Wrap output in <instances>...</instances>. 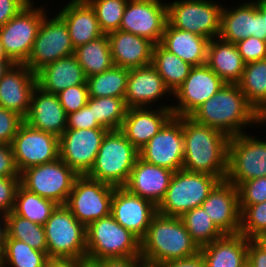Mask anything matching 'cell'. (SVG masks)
<instances>
[{
	"mask_svg": "<svg viewBox=\"0 0 266 267\" xmlns=\"http://www.w3.org/2000/svg\"><path fill=\"white\" fill-rule=\"evenodd\" d=\"M237 85L258 112L266 103V59L246 63Z\"/></svg>",
	"mask_w": 266,
	"mask_h": 267,
	"instance_id": "cell-37",
	"label": "cell"
},
{
	"mask_svg": "<svg viewBox=\"0 0 266 267\" xmlns=\"http://www.w3.org/2000/svg\"><path fill=\"white\" fill-rule=\"evenodd\" d=\"M166 3L167 22L172 27L209 40L219 37L222 3L214 0H175Z\"/></svg>",
	"mask_w": 266,
	"mask_h": 267,
	"instance_id": "cell-8",
	"label": "cell"
},
{
	"mask_svg": "<svg viewBox=\"0 0 266 267\" xmlns=\"http://www.w3.org/2000/svg\"><path fill=\"white\" fill-rule=\"evenodd\" d=\"M245 63L266 59V41L250 36L236 43Z\"/></svg>",
	"mask_w": 266,
	"mask_h": 267,
	"instance_id": "cell-47",
	"label": "cell"
},
{
	"mask_svg": "<svg viewBox=\"0 0 266 267\" xmlns=\"http://www.w3.org/2000/svg\"><path fill=\"white\" fill-rule=\"evenodd\" d=\"M61 8L57 14L67 25L74 49L104 34L100 30L95 10L87 0H69Z\"/></svg>",
	"mask_w": 266,
	"mask_h": 267,
	"instance_id": "cell-27",
	"label": "cell"
},
{
	"mask_svg": "<svg viewBox=\"0 0 266 267\" xmlns=\"http://www.w3.org/2000/svg\"><path fill=\"white\" fill-rule=\"evenodd\" d=\"M0 59H8L6 54H5V50L1 41V37H0Z\"/></svg>",
	"mask_w": 266,
	"mask_h": 267,
	"instance_id": "cell-62",
	"label": "cell"
},
{
	"mask_svg": "<svg viewBox=\"0 0 266 267\" xmlns=\"http://www.w3.org/2000/svg\"><path fill=\"white\" fill-rule=\"evenodd\" d=\"M74 55L86 77L100 74L114 66L107 34L77 47Z\"/></svg>",
	"mask_w": 266,
	"mask_h": 267,
	"instance_id": "cell-33",
	"label": "cell"
},
{
	"mask_svg": "<svg viewBox=\"0 0 266 267\" xmlns=\"http://www.w3.org/2000/svg\"><path fill=\"white\" fill-rule=\"evenodd\" d=\"M247 1L255 3V4L266 3V0H247Z\"/></svg>",
	"mask_w": 266,
	"mask_h": 267,
	"instance_id": "cell-63",
	"label": "cell"
},
{
	"mask_svg": "<svg viewBox=\"0 0 266 267\" xmlns=\"http://www.w3.org/2000/svg\"><path fill=\"white\" fill-rule=\"evenodd\" d=\"M24 121L31 127L58 138L67 128V115L58 95L45 92L38 86L32 92L29 113Z\"/></svg>",
	"mask_w": 266,
	"mask_h": 267,
	"instance_id": "cell-24",
	"label": "cell"
},
{
	"mask_svg": "<svg viewBox=\"0 0 266 267\" xmlns=\"http://www.w3.org/2000/svg\"><path fill=\"white\" fill-rule=\"evenodd\" d=\"M33 0L17 15L0 27V37L7 58L13 64H25L41 23L47 14L46 5L38 7ZM44 7V8H43Z\"/></svg>",
	"mask_w": 266,
	"mask_h": 267,
	"instance_id": "cell-9",
	"label": "cell"
},
{
	"mask_svg": "<svg viewBox=\"0 0 266 267\" xmlns=\"http://www.w3.org/2000/svg\"><path fill=\"white\" fill-rule=\"evenodd\" d=\"M189 117L200 125L225 133L228 137L247 133L246 129L251 126L258 128V112L247 101L237 84L225 83Z\"/></svg>",
	"mask_w": 266,
	"mask_h": 267,
	"instance_id": "cell-1",
	"label": "cell"
},
{
	"mask_svg": "<svg viewBox=\"0 0 266 267\" xmlns=\"http://www.w3.org/2000/svg\"><path fill=\"white\" fill-rule=\"evenodd\" d=\"M180 219L199 248L224 235L201 206L183 213Z\"/></svg>",
	"mask_w": 266,
	"mask_h": 267,
	"instance_id": "cell-39",
	"label": "cell"
},
{
	"mask_svg": "<svg viewBox=\"0 0 266 267\" xmlns=\"http://www.w3.org/2000/svg\"><path fill=\"white\" fill-rule=\"evenodd\" d=\"M163 96L168 99L173 94L152 64L129 69L124 98L128 108L154 107L158 100H163Z\"/></svg>",
	"mask_w": 266,
	"mask_h": 267,
	"instance_id": "cell-23",
	"label": "cell"
},
{
	"mask_svg": "<svg viewBox=\"0 0 266 267\" xmlns=\"http://www.w3.org/2000/svg\"><path fill=\"white\" fill-rule=\"evenodd\" d=\"M93 107L96 121L107 130L120 129L128 107L124 98L116 97H89L88 103Z\"/></svg>",
	"mask_w": 266,
	"mask_h": 267,
	"instance_id": "cell-41",
	"label": "cell"
},
{
	"mask_svg": "<svg viewBox=\"0 0 266 267\" xmlns=\"http://www.w3.org/2000/svg\"><path fill=\"white\" fill-rule=\"evenodd\" d=\"M245 64L236 43L226 42L219 37L209 41L206 65L225 83L237 84L242 77Z\"/></svg>",
	"mask_w": 266,
	"mask_h": 267,
	"instance_id": "cell-31",
	"label": "cell"
},
{
	"mask_svg": "<svg viewBox=\"0 0 266 267\" xmlns=\"http://www.w3.org/2000/svg\"><path fill=\"white\" fill-rule=\"evenodd\" d=\"M128 108L120 130L139 151L174 116L171 104Z\"/></svg>",
	"mask_w": 266,
	"mask_h": 267,
	"instance_id": "cell-21",
	"label": "cell"
},
{
	"mask_svg": "<svg viewBox=\"0 0 266 267\" xmlns=\"http://www.w3.org/2000/svg\"><path fill=\"white\" fill-rule=\"evenodd\" d=\"M107 131L105 128L65 129L59 137V158L78 175H86Z\"/></svg>",
	"mask_w": 266,
	"mask_h": 267,
	"instance_id": "cell-17",
	"label": "cell"
},
{
	"mask_svg": "<svg viewBox=\"0 0 266 267\" xmlns=\"http://www.w3.org/2000/svg\"><path fill=\"white\" fill-rule=\"evenodd\" d=\"M57 95L66 115H69L87 105L88 86L87 84L71 86L60 91Z\"/></svg>",
	"mask_w": 266,
	"mask_h": 267,
	"instance_id": "cell-45",
	"label": "cell"
},
{
	"mask_svg": "<svg viewBox=\"0 0 266 267\" xmlns=\"http://www.w3.org/2000/svg\"><path fill=\"white\" fill-rule=\"evenodd\" d=\"M103 128L94 118L93 107L88 104L67 115L66 129H94Z\"/></svg>",
	"mask_w": 266,
	"mask_h": 267,
	"instance_id": "cell-49",
	"label": "cell"
},
{
	"mask_svg": "<svg viewBox=\"0 0 266 267\" xmlns=\"http://www.w3.org/2000/svg\"><path fill=\"white\" fill-rule=\"evenodd\" d=\"M209 39L166 23L161 45L191 66L206 64Z\"/></svg>",
	"mask_w": 266,
	"mask_h": 267,
	"instance_id": "cell-30",
	"label": "cell"
},
{
	"mask_svg": "<svg viewBox=\"0 0 266 267\" xmlns=\"http://www.w3.org/2000/svg\"><path fill=\"white\" fill-rule=\"evenodd\" d=\"M82 267H99V265L95 261H91L86 258L82 262Z\"/></svg>",
	"mask_w": 266,
	"mask_h": 267,
	"instance_id": "cell-61",
	"label": "cell"
},
{
	"mask_svg": "<svg viewBox=\"0 0 266 267\" xmlns=\"http://www.w3.org/2000/svg\"><path fill=\"white\" fill-rule=\"evenodd\" d=\"M57 205L54 201L43 198L25 189L20 184L16 192L12 212L43 226Z\"/></svg>",
	"mask_w": 266,
	"mask_h": 267,
	"instance_id": "cell-36",
	"label": "cell"
},
{
	"mask_svg": "<svg viewBox=\"0 0 266 267\" xmlns=\"http://www.w3.org/2000/svg\"><path fill=\"white\" fill-rule=\"evenodd\" d=\"M247 265L249 267H266V246L259 239L248 241Z\"/></svg>",
	"mask_w": 266,
	"mask_h": 267,
	"instance_id": "cell-51",
	"label": "cell"
},
{
	"mask_svg": "<svg viewBox=\"0 0 266 267\" xmlns=\"http://www.w3.org/2000/svg\"><path fill=\"white\" fill-rule=\"evenodd\" d=\"M86 244V258L91 261L141 256L140 239L118 224L111 214L86 227Z\"/></svg>",
	"mask_w": 266,
	"mask_h": 267,
	"instance_id": "cell-5",
	"label": "cell"
},
{
	"mask_svg": "<svg viewBox=\"0 0 266 267\" xmlns=\"http://www.w3.org/2000/svg\"><path fill=\"white\" fill-rule=\"evenodd\" d=\"M19 185L20 177H0V212L7 215L13 211Z\"/></svg>",
	"mask_w": 266,
	"mask_h": 267,
	"instance_id": "cell-48",
	"label": "cell"
},
{
	"mask_svg": "<svg viewBox=\"0 0 266 267\" xmlns=\"http://www.w3.org/2000/svg\"><path fill=\"white\" fill-rule=\"evenodd\" d=\"M154 267H207V266L201 252H198L194 256L179 260L163 262Z\"/></svg>",
	"mask_w": 266,
	"mask_h": 267,
	"instance_id": "cell-54",
	"label": "cell"
},
{
	"mask_svg": "<svg viewBox=\"0 0 266 267\" xmlns=\"http://www.w3.org/2000/svg\"><path fill=\"white\" fill-rule=\"evenodd\" d=\"M157 206L148 199L129 192L126 188L115 187L111 201V215L126 230L140 240L145 236Z\"/></svg>",
	"mask_w": 266,
	"mask_h": 267,
	"instance_id": "cell-19",
	"label": "cell"
},
{
	"mask_svg": "<svg viewBox=\"0 0 266 267\" xmlns=\"http://www.w3.org/2000/svg\"><path fill=\"white\" fill-rule=\"evenodd\" d=\"M141 241V258L154 267L163 262L184 259L200 252L180 217L157 213Z\"/></svg>",
	"mask_w": 266,
	"mask_h": 267,
	"instance_id": "cell-3",
	"label": "cell"
},
{
	"mask_svg": "<svg viewBox=\"0 0 266 267\" xmlns=\"http://www.w3.org/2000/svg\"><path fill=\"white\" fill-rule=\"evenodd\" d=\"M107 35L114 66L133 69L152 64L155 44L149 39L122 30Z\"/></svg>",
	"mask_w": 266,
	"mask_h": 267,
	"instance_id": "cell-26",
	"label": "cell"
},
{
	"mask_svg": "<svg viewBox=\"0 0 266 267\" xmlns=\"http://www.w3.org/2000/svg\"><path fill=\"white\" fill-rule=\"evenodd\" d=\"M0 177H20L12 146L9 144H0Z\"/></svg>",
	"mask_w": 266,
	"mask_h": 267,
	"instance_id": "cell-50",
	"label": "cell"
},
{
	"mask_svg": "<svg viewBox=\"0 0 266 267\" xmlns=\"http://www.w3.org/2000/svg\"><path fill=\"white\" fill-rule=\"evenodd\" d=\"M237 6L222 7L219 38L237 43L255 34V3L244 1ZM232 7V8H231Z\"/></svg>",
	"mask_w": 266,
	"mask_h": 267,
	"instance_id": "cell-32",
	"label": "cell"
},
{
	"mask_svg": "<svg viewBox=\"0 0 266 267\" xmlns=\"http://www.w3.org/2000/svg\"><path fill=\"white\" fill-rule=\"evenodd\" d=\"M201 207L223 234L240 232L239 195L233 183L226 179L219 181L202 202Z\"/></svg>",
	"mask_w": 266,
	"mask_h": 267,
	"instance_id": "cell-20",
	"label": "cell"
},
{
	"mask_svg": "<svg viewBox=\"0 0 266 267\" xmlns=\"http://www.w3.org/2000/svg\"><path fill=\"white\" fill-rule=\"evenodd\" d=\"M266 246V236L259 239Z\"/></svg>",
	"mask_w": 266,
	"mask_h": 267,
	"instance_id": "cell-64",
	"label": "cell"
},
{
	"mask_svg": "<svg viewBox=\"0 0 266 267\" xmlns=\"http://www.w3.org/2000/svg\"><path fill=\"white\" fill-rule=\"evenodd\" d=\"M129 69L113 66L100 74L87 77L89 97L125 98Z\"/></svg>",
	"mask_w": 266,
	"mask_h": 267,
	"instance_id": "cell-35",
	"label": "cell"
},
{
	"mask_svg": "<svg viewBox=\"0 0 266 267\" xmlns=\"http://www.w3.org/2000/svg\"><path fill=\"white\" fill-rule=\"evenodd\" d=\"M7 238L25 242L35 250L47 253V240L44 226L26 218L15 215L13 212L6 215Z\"/></svg>",
	"mask_w": 266,
	"mask_h": 267,
	"instance_id": "cell-40",
	"label": "cell"
},
{
	"mask_svg": "<svg viewBox=\"0 0 266 267\" xmlns=\"http://www.w3.org/2000/svg\"><path fill=\"white\" fill-rule=\"evenodd\" d=\"M74 52L64 20L57 13L51 18L46 14L25 65L36 74L48 64Z\"/></svg>",
	"mask_w": 266,
	"mask_h": 267,
	"instance_id": "cell-13",
	"label": "cell"
},
{
	"mask_svg": "<svg viewBox=\"0 0 266 267\" xmlns=\"http://www.w3.org/2000/svg\"><path fill=\"white\" fill-rule=\"evenodd\" d=\"M96 12L104 34L119 30L128 0H87Z\"/></svg>",
	"mask_w": 266,
	"mask_h": 267,
	"instance_id": "cell-42",
	"label": "cell"
},
{
	"mask_svg": "<svg viewBox=\"0 0 266 267\" xmlns=\"http://www.w3.org/2000/svg\"><path fill=\"white\" fill-rule=\"evenodd\" d=\"M253 36L266 41L265 18L258 12L257 4H255V34Z\"/></svg>",
	"mask_w": 266,
	"mask_h": 267,
	"instance_id": "cell-56",
	"label": "cell"
},
{
	"mask_svg": "<svg viewBox=\"0 0 266 267\" xmlns=\"http://www.w3.org/2000/svg\"><path fill=\"white\" fill-rule=\"evenodd\" d=\"M257 10L265 18L266 24V3L257 4Z\"/></svg>",
	"mask_w": 266,
	"mask_h": 267,
	"instance_id": "cell-60",
	"label": "cell"
},
{
	"mask_svg": "<svg viewBox=\"0 0 266 267\" xmlns=\"http://www.w3.org/2000/svg\"><path fill=\"white\" fill-rule=\"evenodd\" d=\"M167 23V3L162 0H128L119 30L161 43Z\"/></svg>",
	"mask_w": 266,
	"mask_h": 267,
	"instance_id": "cell-18",
	"label": "cell"
},
{
	"mask_svg": "<svg viewBox=\"0 0 266 267\" xmlns=\"http://www.w3.org/2000/svg\"><path fill=\"white\" fill-rule=\"evenodd\" d=\"M32 0H0V27L24 9Z\"/></svg>",
	"mask_w": 266,
	"mask_h": 267,
	"instance_id": "cell-52",
	"label": "cell"
},
{
	"mask_svg": "<svg viewBox=\"0 0 266 267\" xmlns=\"http://www.w3.org/2000/svg\"><path fill=\"white\" fill-rule=\"evenodd\" d=\"M7 236L8 232L6 214L0 212V257L4 252Z\"/></svg>",
	"mask_w": 266,
	"mask_h": 267,
	"instance_id": "cell-57",
	"label": "cell"
},
{
	"mask_svg": "<svg viewBox=\"0 0 266 267\" xmlns=\"http://www.w3.org/2000/svg\"><path fill=\"white\" fill-rule=\"evenodd\" d=\"M225 82L206 64L194 66L182 85L173 93V115L189 117L201 104L212 98ZM176 98V99H175Z\"/></svg>",
	"mask_w": 266,
	"mask_h": 267,
	"instance_id": "cell-16",
	"label": "cell"
},
{
	"mask_svg": "<svg viewBox=\"0 0 266 267\" xmlns=\"http://www.w3.org/2000/svg\"><path fill=\"white\" fill-rule=\"evenodd\" d=\"M43 226L49 258L86 257V227L65 205H57Z\"/></svg>",
	"mask_w": 266,
	"mask_h": 267,
	"instance_id": "cell-7",
	"label": "cell"
},
{
	"mask_svg": "<svg viewBox=\"0 0 266 267\" xmlns=\"http://www.w3.org/2000/svg\"><path fill=\"white\" fill-rule=\"evenodd\" d=\"M48 259L47 253L35 250L25 242L7 238L0 264L3 267H46Z\"/></svg>",
	"mask_w": 266,
	"mask_h": 267,
	"instance_id": "cell-38",
	"label": "cell"
},
{
	"mask_svg": "<svg viewBox=\"0 0 266 267\" xmlns=\"http://www.w3.org/2000/svg\"><path fill=\"white\" fill-rule=\"evenodd\" d=\"M114 189L113 185L79 175L65 206L87 227L90 223L111 214Z\"/></svg>",
	"mask_w": 266,
	"mask_h": 267,
	"instance_id": "cell-12",
	"label": "cell"
},
{
	"mask_svg": "<svg viewBox=\"0 0 266 267\" xmlns=\"http://www.w3.org/2000/svg\"><path fill=\"white\" fill-rule=\"evenodd\" d=\"M23 122L22 116L0 106V144L11 145Z\"/></svg>",
	"mask_w": 266,
	"mask_h": 267,
	"instance_id": "cell-46",
	"label": "cell"
},
{
	"mask_svg": "<svg viewBox=\"0 0 266 267\" xmlns=\"http://www.w3.org/2000/svg\"><path fill=\"white\" fill-rule=\"evenodd\" d=\"M36 86L35 73L25 64H13L0 80V106L25 119Z\"/></svg>",
	"mask_w": 266,
	"mask_h": 267,
	"instance_id": "cell-22",
	"label": "cell"
},
{
	"mask_svg": "<svg viewBox=\"0 0 266 267\" xmlns=\"http://www.w3.org/2000/svg\"><path fill=\"white\" fill-rule=\"evenodd\" d=\"M138 158L139 151L120 129L108 130L94 164L86 176L115 187H122L127 183Z\"/></svg>",
	"mask_w": 266,
	"mask_h": 267,
	"instance_id": "cell-4",
	"label": "cell"
},
{
	"mask_svg": "<svg viewBox=\"0 0 266 267\" xmlns=\"http://www.w3.org/2000/svg\"><path fill=\"white\" fill-rule=\"evenodd\" d=\"M86 257L80 258H49L46 267H82Z\"/></svg>",
	"mask_w": 266,
	"mask_h": 267,
	"instance_id": "cell-55",
	"label": "cell"
},
{
	"mask_svg": "<svg viewBox=\"0 0 266 267\" xmlns=\"http://www.w3.org/2000/svg\"><path fill=\"white\" fill-rule=\"evenodd\" d=\"M184 162L182 169L206 173L220 181L227 175L229 137L209 126L183 117Z\"/></svg>",
	"mask_w": 266,
	"mask_h": 267,
	"instance_id": "cell-2",
	"label": "cell"
},
{
	"mask_svg": "<svg viewBox=\"0 0 266 267\" xmlns=\"http://www.w3.org/2000/svg\"><path fill=\"white\" fill-rule=\"evenodd\" d=\"M152 65L172 94L182 85L193 67L169 52L160 43L154 45Z\"/></svg>",
	"mask_w": 266,
	"mask_h": 267,
	"instance_id": "cell-34",
	"label": "cell"
},
{
	"mask_svg": "<svg viewBox=\"0 0 266 267\" xmlns=\"http://www.w3.org/2000/svg\"><path fill=\"white\" fill-rule=\"evenodd\" d=\"M11 146L19 173L29 167L49 163L59 158V138L35 129L25 121L13 138Z\"/></svg>",
	"mask_w": 266,
	"mask_h": 267,
	"instance_id": "cell-15",
	"label": "cell"
},
{
	"mask_svg": "<svg viewBox=\"0 0 266 267\" xmlns=\"http://www.w3.org/2000/svg\"><path fill=\"white\" fill-rule=\"evenodd\" d=\"M99 267H147L141 256L104 258L95 261Z\"/></svg>",
	"mask_w": 266,
	"mask_h": 267,
	"instance_id": "cell-53",
	"label": "cell"
},
{
	"mask_svg": "<svg viewBox=\"0 0 266 267\" xmlns=\"http://www.w3.org/2000/svg\"><path fill=\"white\" fill-rule=\"evenodd\" d=\"M139 158L173 172L181 170L184 162L183 117L173 116L139 150Z\"/></svg>",
	"mask_w": 266,
	"mask_h": 267,
	"instance_id": "cell-14",
	"label": "cell"
},
{
	"mask_svg": "<svg viewBox=\"0 0 266 267\" xmlns=\"http://www.w3.org/2000/svg\"><path fill=\"white\" fill-rule=\"evenodd\" d=\"M248 239L266 236V201L249 205L241 212L240 232Z\"/></svg>",
	"mask_w": 266,
	"mask_h": 267,
	"instance_id": "cell-43",
	"label": "cell"
},
{
	"mask_svg": "<svg viewBox=\"0 0 266 267\" xmlns=\"http://www.w3.org/2000/svg\"><path fill=\"white\" fill-rule=\"evenodd\" d=\"M79 175L60 158L27 168L20 173V184L58 205H65Z\"/></svg>",
	"mask_w": 266,
	"mask_h": 267,
	"instance_id": "cell-11",
	"label": "cell"
},
{
	"mask_svg": "<svg viewBox=\"0 0 266 267\" xmlns=\"http://www.w3.org/2000/svg\"><path fill=\"white\" fill-rule=\"evenodd\" d=\"M241 233L224 234L200 248L207 267H244L247 264L248 241Z\"/></svg>",
	"mask_w": 266,
	"mask_h": 267,
	"instance_id": "cell-29",
	"label": "cell"
},
{
	"mask_svg": "<svg viewBox=\"0 0 266 267\" xmlns=\"http://www.w3.org/2000/svg\"><path fill=\"white\" fill-rule=\"evenodd\" d=\"M247 133L229 137L226 180L242 182L266 176V140Z\"/></svg>",
	"mask_w": 266,
	"mask_h": 267,
	"instance_id": "cell-10",
	"label": "cell"
},
{
	"mask_svg": "<svg viewBox=\"0 0 266 267\" xmlns=\"http://www.w3.org/2000/svg\"><path fill=\"white\" fill-rule=\"evenodd\" d=\"M12 65L13 63L9 59H0V80Z\"/></svg>",
	"mask_w": 266,
	"mask_h": 267,
	"instance_id": "cell-58",
	"label": "cell"
},
{
	"mask_svg": "<svg viewBox=\"0 0 266 267\" xmlns=\"http://www.w3.org/2000/svg\"><path fill=\"white\" fill-rule=\"evenodd\" d=\"M173 174L174 172L167 168L146 163L138 158L123 187L158 206L165 197Z\"/></svg>",
	"mask_w": 266,
	"mask_h": 267,
	"instance_id": "cell-25",
	"label": "cell"
},
{
	"mask_svg": "<svg viewBox=\"0 0 266 267\" xmlns=\"http://www.w3.org/2000/svg\"><path fill=\"white\" fill-rule=\"evenodd\" d=\"M36 78L39 88L53 94L71 86L87 84V77L74 54L43 67L36 73Z\"/></svg>",
	"mask_w": 266,
	"mask_h": 267,
	"instance_id": "cell-28",
	"label": "cell"
},
{
	"mask_svg": "<svg viewBox=\"0 0 266 267\" xmlns=\"http://www.w3.org/2000/svg\"><path fill=\"white\" fill-rule=\"evenodd\" d=\"M237 189L242 212L249 205L266 201V176L242 182Z\"/></svg>",
	"mask_w": 266,
	"mask_h": 267,
	"instance_id": "cell-44",
	"label": "cell"
},
{
	"mask_svg": "<svg viewBox=\"0 0 266 267\" xmlns=\"http://www.w3.org/2000/svg\"><path fill=\"white\" fill-rule=\"evenodd\" d=\"M266 126V103L263 107L258 111V127L263 125Z\"/></svg>",
	"mask_w": 266,
	"mask_h": 267,
	"instance_id": "cell-59",
	"label": "cell"
},
{
	"mask_svg": "<svg viewBox=\"0 0 266 267\" xmlns=\"http://www.w3.org/2000/svg\"><path fill=\"white\" fill-rule=\"evenodd\" d=\"M219 181L216 176L206 173L184 169L175 171L164 199L157 206V213L180 217L183 213L200 207Z\"/></svg>",
	"mask_w": 266,
	"mask_h": 267,
	"instance_id": "cell-6",
	"label": "cell"
}]
</instances>
